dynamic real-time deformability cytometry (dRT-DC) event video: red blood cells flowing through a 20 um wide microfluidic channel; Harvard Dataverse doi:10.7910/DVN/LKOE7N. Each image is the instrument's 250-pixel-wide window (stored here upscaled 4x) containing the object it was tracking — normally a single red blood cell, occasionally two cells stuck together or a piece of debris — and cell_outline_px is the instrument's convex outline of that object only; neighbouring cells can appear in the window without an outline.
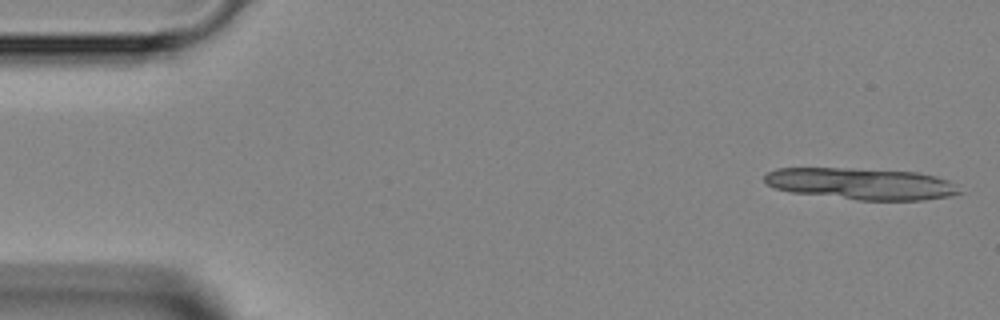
{"species": "Egyptian fruit bat (a non-hibernating species)", "species_latin": "Rousettus aegyptiacus", "temperature_condition": "room temperature", "stored_images_in_passage": 10, "camera_frame_rate_fps": 3000, "um_per_image_px": 0.085, "animal": {"sex": "female"}, "frame": {"image": 1, "passage_image": 1, "time_ms": 0.0, "image_size_px": [1000, 320], "cell_outline_px": [[964, 192], [948, 196], [924, 200], [856, 200], [792, 192], [776, 188], [768, 184], [764, 180], [764, 176], [768, 172], [776, 168], [848, 168], [916, 172], [936, 176], [948, 180]], "centroid_in_image_um": [73.21, 15.62], "position_along_channel_um": 11.8, "area_um2": 35.78}}